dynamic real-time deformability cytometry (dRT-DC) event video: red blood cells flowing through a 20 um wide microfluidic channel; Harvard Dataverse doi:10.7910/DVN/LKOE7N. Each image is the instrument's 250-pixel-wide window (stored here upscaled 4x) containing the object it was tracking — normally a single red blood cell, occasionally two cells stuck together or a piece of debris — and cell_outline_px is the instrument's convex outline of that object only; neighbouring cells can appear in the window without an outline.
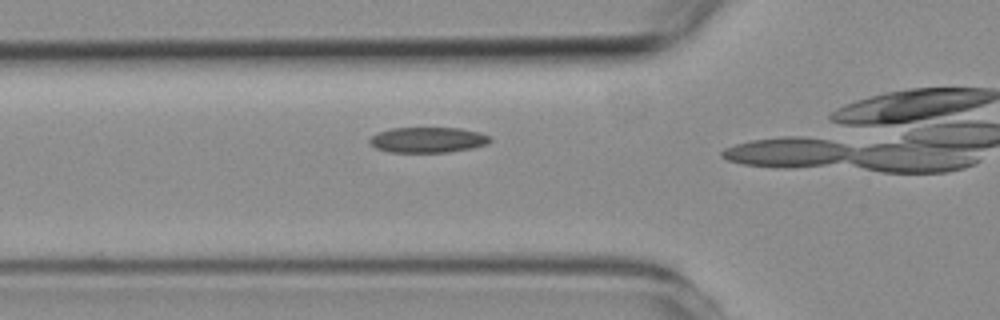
{"species": "common noctule bat (a hibernating species)", "species_latin": "Nyctalus noctula", "temperature_condition": "room temperature", "stored_images_in_passage": 6, "camera_frame_rate_fps": 3000, "um_per_image_px": 0.085, "animal": {"sex": "female", "body_mass_g": 19.3, "forearm_length_mm": 54.1}, "frame": {"image": 1, "passage_image": 5, "time_ms": 5.667, "image_size_px": [1000, 320], "cell_outline_px": [[492, 140], [488, 144], [472, 148], [448, 152], [388, 152], [376, 148], [368, 140], [376, 132], [392, 128], [460, 128], [480, 132], [492, 136]], "centroid_in_image_um": [36.4, 11.88], "position_along_channel_um": 89.4, "area_um2": 18.03}}